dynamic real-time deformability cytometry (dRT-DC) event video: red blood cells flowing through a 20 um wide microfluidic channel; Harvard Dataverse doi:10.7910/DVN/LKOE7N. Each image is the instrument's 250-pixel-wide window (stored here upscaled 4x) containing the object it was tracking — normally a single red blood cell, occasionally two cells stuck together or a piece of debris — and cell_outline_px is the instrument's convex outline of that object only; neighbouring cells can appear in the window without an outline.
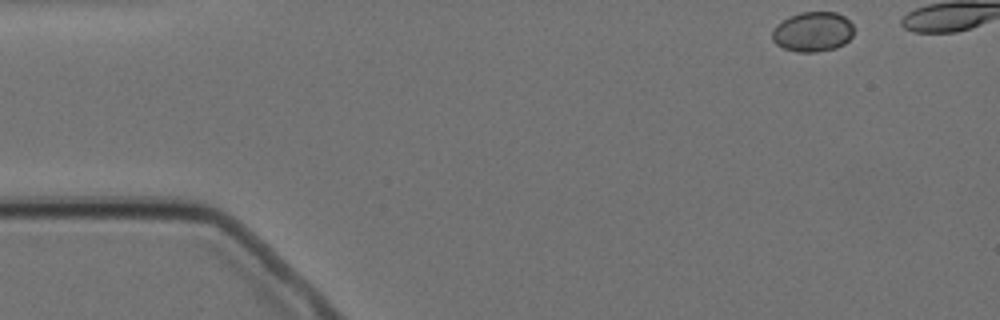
{"species": "Egyptian fruit bat (a non-hibernating species)", "species_latin": "Rousettus aegyptiacus", "temperature_condition": "cold", "stored_images_in_passage": 3, "segment_of_instrument_passage": [2, 2], "camera_frame_rate_fps": 3000, "um_per_image_px": 0.085, "animal": {"sex": "female"}, "frame": {"image": 1, "passage_image": 3, "time_ms": 2.333, "image_size_px": [1000, 320], "cell_outline_px": [[856, 28], [852, 36], [844, 44], [836, 48], [816, 52], [800, 52], [784, 48], [776, 44], [772, 40], [772, 32], [776, 24], [788, 16], [800, 12], [836, 12], [844, 16]], "centroid_in_image_um": [69.09, 2.69], "position_along_channel_um": 15.9, "area_um2": 19.19}}